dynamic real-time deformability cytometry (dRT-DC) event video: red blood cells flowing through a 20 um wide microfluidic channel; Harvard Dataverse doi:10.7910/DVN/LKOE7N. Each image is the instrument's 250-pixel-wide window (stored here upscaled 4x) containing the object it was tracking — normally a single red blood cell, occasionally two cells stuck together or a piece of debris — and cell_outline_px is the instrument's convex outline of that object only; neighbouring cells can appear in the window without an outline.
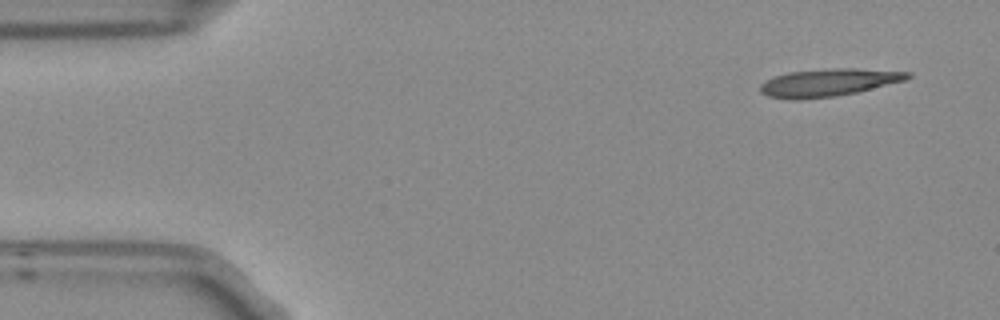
{"species": "Egyptian fruit bat (a non-hibernating species)", "species_latin": "Rousettus aegyptiacus", "temperature_condition": "room temperature", "stored_images_in_passage": 3, "camera_frame_rate_fps": 3000, "um_per_image_px": 0.085, "frame": {"image": 1, "passage_image": 1, "time_ms": 0.0, "image_size_px": [1000, 320], "cell_outline_px": [[912, 76], [904, 80], [856, 92], [832, 96], [800, 100], [796, 100], [768, 96], [760, 92], [760, 84], [776, 76], [788, 72], [828, 68], [856, 68], [912, 72]], "centroid_in_image_um": [70.41, 7.0], "position_along_channel_um": 14.6, "area_um2": 23.47}}
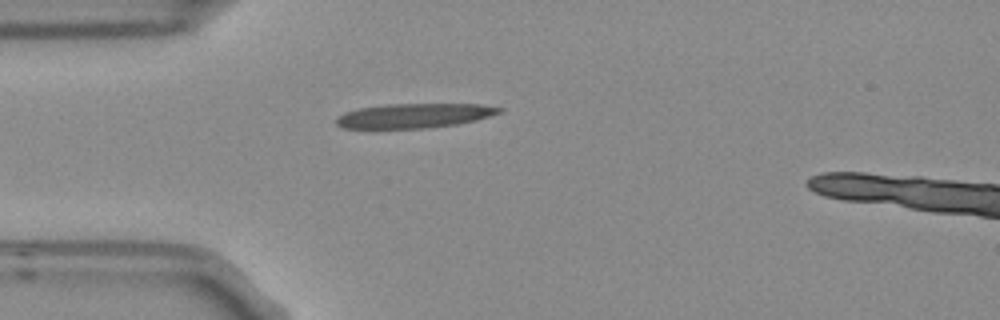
{"frame": {"image": 2, "passage_image": 3, "time_ms": 0.667, "image_size_px": [1000, 320], "cell_outline_px": [[504, 112], [476, 120], [456, 124], [424, 128], [344, 128], [336, 124], [336, 116], [344, 112], [360, 108], [388, 104], [480, 104], [504, 108]], "centroid_in_image_um": [35.23, 9.82], "position_along_channel_um": 49.8, "area_um2": 23.24}}